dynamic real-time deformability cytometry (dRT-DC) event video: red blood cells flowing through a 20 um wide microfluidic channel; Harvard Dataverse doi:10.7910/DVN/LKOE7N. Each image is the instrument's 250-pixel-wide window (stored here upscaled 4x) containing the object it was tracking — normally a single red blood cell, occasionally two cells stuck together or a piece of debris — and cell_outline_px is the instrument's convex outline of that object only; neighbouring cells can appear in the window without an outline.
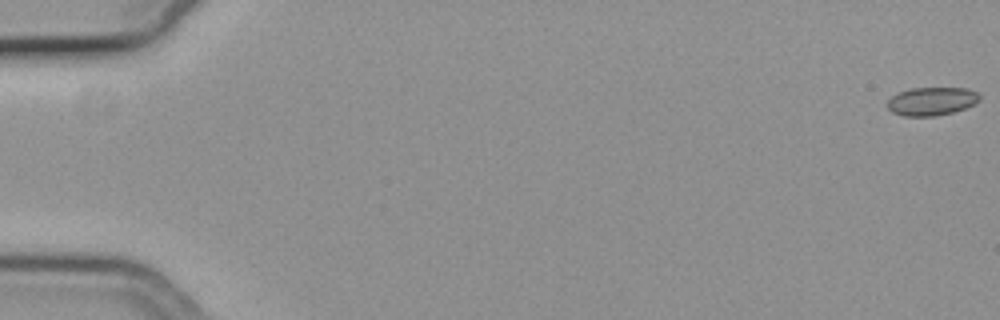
{"species": "common noctule bat (a hibernating species)", "species_latin": "Nyctalus noctula", "temperature_condition": "cold", "stored_images_in_passage": 57, "camera_frame_rate_fps": 3000, "um_per_image_px": 0.085, "animal": {"sex": "female", "body_mass_g": 19.3, "forearm_length_mm": 54.1}, "frame": {"image": 1, "passage_image": 1, "time_ms": 0.0, "image_size_px": [1000, 320], "cell_outline_px": [[980, 100], [976, 104], [952, 112], [936, 116], [904, 116], [892, 112], [888, 108], [888, 100], [892, 96], [900, 92], [912, 88], [968, 88], [976, 92], [980, 96]], "centroid_in_image_um": [79.21, 8.61], "position_along_channel_um": 5.8, "area_um2": 15.14}}
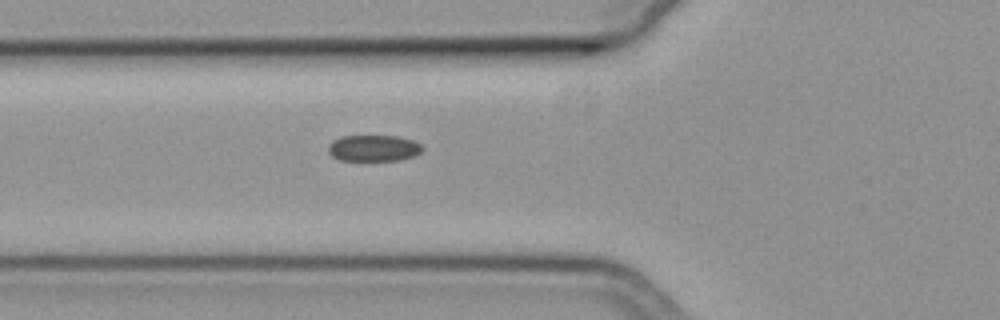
{"frame": {"image": 2, "passage_image": 22, "time_ms": 7.0, "image_size_px": [1000, 320], "cell_outline_px": [[424, 148], [416, 156], [400, 160], [340, 160], [332, 156], [328, 152], [328, 144], [332, 140], [340, 136], [396, 136], [412, 140], [420, 144]], "centroid_in_image_um": [31.74, 12.59], "position_along_channel_um": 94.1, "area_um2": 14.51}}
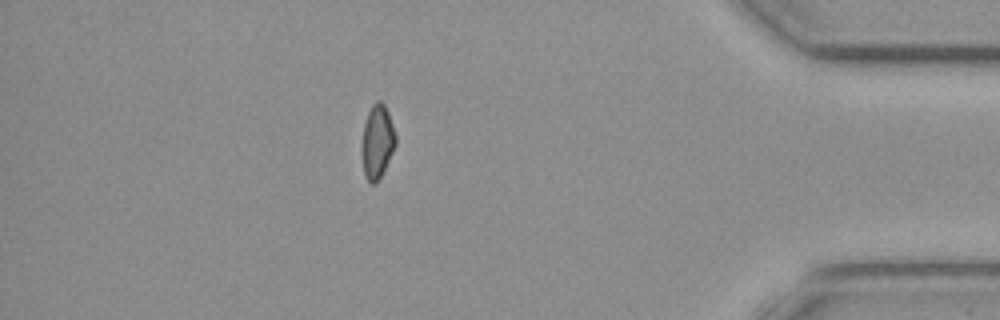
{"frame": {"image": 3, "passage_image": 50, "time_ms": 16.333, "image_size_px": [1000, 320], "cell_outline_px": [[396, 144], [376, 184], [368, 184], [364, 176], [360, 148], [360, 144], [364, 124], [368, 112], [372, 104], [376, 100], [380, 100], [384, 104], [388, 112], [396, 136]], "centroid_in_image_um": [32.02, 12.05], "position_along_channel_um": 403.2, "area_um2": 14.74}, "authors_computed_cell_mechanics": {"area_um2": 15.1436, "velocity_mm_per_s": 3.7633, "shape_relaxation_time_tau1_ms": 2.3358, "shape_relaxation_time_tau2_ms": 8.2639, "deformation_change_tau1": 0.0677, "deformation_change_tau2": 0.1296}}